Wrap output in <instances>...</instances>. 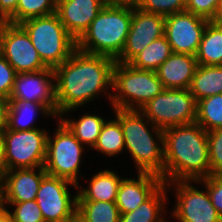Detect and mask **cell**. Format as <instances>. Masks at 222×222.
Returning a JSON list of instances; mask_svg holds the SVG:
<instances>
[{"label": "cell", "mask_w": 222, "mask_h": 222, "mask_svg": "<svg viewBox=\"0 0 222 222\" xmlns=\"http://www.w3.org/2000/svg\"><path fill=\"white\" fill-rule=\"evenodd\" d=\"M56 121L53 137L50 133L47 136L44 169L48 175L64 178L79 185V177H84L79 171L85 146L59 118Z\"/></svg>", "instance_id": "cell-7"}, {"label": "cell", "mask_w": 222, "mask_h": 222, "mask_svg": "<svg viewBox=\"0 0 222 222\" xmlns=\"http://www.w3.org/2000/svg\"><path fill=\"white\" fill-rule=\"evenodd\" d=\"M161 177L150 173H138L137 179L124 177L117 192L116 205L120 214L135 210L161 185Z\"/></svg>", "instance_id": "cell-18"}, {"label": "cell", "mask_w": 222, "mask_h": 222, "mask_svg": "<svg viewBox=\"0 0 222 222\" xmlns=\"http://www.w3.org/2000/svg\"><path fill=\"white\" fill-rule=\"evenodd\" d=\"M37 113L44 118L55 117V115L42 104L30 101H9L7 129L10 130H32L40 128L36 126Z\"/></svg>", "instance_id": "cell-22"}, {"label": "cell", "mask_w": 222, "mask_h": 222, "mask_svg": "<svg viewBox=\"0 0 222 222\" xmlns=\"http://www.w3.org/2000/svg\"><path fill=\"white\" fill-rule=\"evenodd\" d=\"M200 186H206L207 192L211 199V203L217 213L222 217V175H210L199 180Z\"/></svg>", "instance_id": "cell-35"}, {"label": "cell", "mask_w": 222, "mask_h": 222, "mask_svg": "<svg viewBox=\"0 0 222 222\" xmlns=\"http://www.w3.org/2000/svg\"><path fill=\"white\" fill-rule=\"evenodd\" d=\"M84 112L78 119H69L68 114H61L59 119L70 129L75 137L84 145L92 150L100 135L101 128L107 118L93 112ZM67 116V117H66Z\"/></svg>", "instance_id": "cell-23"}, {"label": "cell", "mask_w": 222, "mask_h": 222, "mask_svg": "<svg viewBox=\"0 0 222 222\" xmlns=\"http://www.w3.org/2000/svg\"><path fill=\"white\" fill-rule=\"evenodd\" d=\"M0 222H14L12 216L8 213L6 210L1 216H0Z\"/></svg>", "instance_id": "cell-42"}, {"label": "cell", "mask_w": 222, "mask_h": 222, "mask_svg": "<svg viewBox=\"0 0 222 222\" xmlns=\"http://www.w3.org/2000/svg\"><path fill=\"white\" fill-rule=\"evenodd\" d=\"M111 169L97 171L90 179L88 187L77 185V200L116 202L122 177Z\"/></svg>", "instance_id": "cell-20"}, {"label": "cell", "mask_w": 222, "mask_h": 222, "mask_svg": "<svg viewBox=\"0 0 222 222\" xmlns=\"http://www.w3.org/2000/svg\"><path fill=\"white\" fill-rule=\"evenodd\" d=\"M197 102L189 89H164L140 111L161 130L196 122Z\"/></svg>", "instance_id": "cell-8"}, {"label": "cell", "mask_w": 222, "mask_h": 222, "mask_svg": "<svg viewBox=\"0 0 222 222\" xmlns=\"http://www.w3.org/2000/svg\"><path fill=\"white\" fill-rule=\"evenodd\" d=\"M212 22L217 23L222 26V0H220L219 2L217 13L214 19L212 20Z\"/></svg>", "instance_id": "cell-41"}, {"label": "cell", "mask_w": 222, "mask_h": 222, "mask_svg": "<svg viewBox=\"0 0 222 222\" xmlns=\"http://www.w3.org/2000/svg\"><path fill=\"white\" fill-rule=\"evenodd\" d=\"M0 205H4L3 203V176L0 175Z\"/></svg>", "instance_id": "cell-43"}, {"label": "cell", "mask_w": 222, "mask_h": 222, "mask_svg": "<svg viewBox=\"0 0 222 222\" xmlns=\"http://www.w3.org/2000/svg\"><path fill=\"white\" fill-rule=\"evenodd\" d=\"M164 183L211 175L207 131L197 122L163 130Z\"/></svg>", "instance_id": "cell-2"}, {"label": "cell", "mask_w": 222, "mask_h": 222, "mask_svg": "<svg viewBox=\"0 0 222 222\" xmlns=\"http://www.w3.org/2000/svg\"><path fill=\"white\" fill-rule=\"evenodd\" d=\"M115 63L116 60L108 56L76 49L66 61L57 66L54 73L58 118L61 114L77 111L97 100L100 95H107L110 103Z\"/></svg>", "instance_id": "cell-1"}, {"label": "cell", "mask_w": 222, "mask_h": 222, "mask_svg": "<svg viewBox=\"0 0 222 222\" xmlns=\"http://www.w3.org/2000/svg\"><path fill=\"white\" fill-rule=\"evenodd\" d=\"M164 89L156 72L116 62L113 67L110 104L115 109L140 110Z\"/></svg>", "instance_id": "cell-6"}, {"label": "cell", "mask_w": 222, "mask_h": 222, "mask_svg": "<svg viewBox=\"0 0 222 222\" xmlns=\"http://www.w3.org/2000/svg\"><path fill=\"white\" fill-rule=\"evenodd\" d=\"M220 0H185V11L212 21L217 13Z\"/></svg>", "instance_id": "cell-34"}, {"label": "cell", "mask_w": 222, "mask_h": 222, "mask_svg": "<svg viewBox=\"0 0 222 222\" xmlns=\"http://www.w3.org/2000/svg\"><path fill=\"white\" fill-rule=\"evenodd\" d=\"M198 65H222V26L210 21L196 53Z\"/></svg>", "instance_id": "cell-25"}, {"label": "cell", "mask_w": 222, "mask_h": 222, "mask_svg": "<svg viewBox=\"0 0 222 222\" xmlns=\"http://www.w3.org/2000/svg\"><path fill=\"white\" fill-rule=\"evenodd\" d=\"M167 186L163 183L135 210L120 215L119 222H162L166 218ZM168 193V194H167Z\"/></svg>", "instance_id": "cell-21"}, {"label": "cell", "mask_w": 222, "mask_h": 222, "mask_svg": "<svg viewBox=\"0 0 222 222\" xmlns=\"http://www.w3.org/2000/svg\"><path fill=\"white\" fill-rule=\"evenodd\" d=\"M30 101L46 106L58 118L53 68L16 73L9 101Z\"/></svg>", "instance_id": "cell-13"}, {"label": "cell", "mask_w": 222, "mask_h": 222, "mask_svg": "<svg viewBox=\"0 0 222 222\" xmlns=\"http://www.w3.org/2000/svg\"><path fill=\"white\" fill-rule=\"evenodd\" d=\"M98 153L113 157L125 152V141L120 121L115 117L104 122L97 142L92 148Z\"/></svg>", "instance_id": "cell-28"}, {"label": "cell", "mask_w": 222, "mask_h": 222, "mask_svg": "<svg viewBox=\"0 0 222 222\" xmlns=\"http://www.w3.org/2000/svg\"><path fill=\"white\" fill-rule=\"evenodd\" d=\"M19 25L27 32L42 62L49 68L61 65L77 49V41L56 13L31 18Z\"/></svg>", "instance_id": "cell-5"}, {"label": "cell", "mask_w": 222, "mask_h": 222, "mask_svg": "<svg viewBox=\"0 0 222 222\" xmlns=\"http://www.w3.org/2000/svg\"><path fill=\"white\" fill-rule=\"evenodd\" d=\"M120 215L116 202L77 200L79 222H119Z\"/></svg>", "instance_id": "cell-26"}, {"label": "cell", "mask_w": 222, "mask_h": 222, "mask_svg": "<svg viewBox=\"0 0 222 222\" xmlns=\"http://www.w3.org/2000/svg\"><path fill=\"white\" fill-rule=\"evenodd\" d=\"M18 0H0V22H6L17 10Z\"/></svg>", "instance_id": "cell-37"}, {"label": "cell", "mask_w": 222, "mask_h": 222, "mask_svg": "<svg viewBox=\"0 0 222 222\" xmlns=\"http://www.w3.org/2000/svg\"><path fill=\"white\" fill-rule=\"evenodd\" d=\"M112 110L122 126L125 152L134 161L136 172L157 175L164 183L163 130L154 126L140 110Z\"/></svg>", "instance_id": "cell-3"}, {"label": "cell", "mask_w": 222, "mask_h": 222, "mask_svg": "<svg viewBox=\"0 0 222 222\" xmlns=\"http://www.w3.org/2000/svg\"><path fill=\"white\" fill-rule=\"evenodd\" d=\"M46 174L44 167L7 170L3 175V203L36 200L39 185Z\"/></svg>", "instance_id": "cell-17"}, {"label": "cell", "mask_w": 222, "mask_h": 222, "mask_svg": "<svg viewBox=\"0 0 222 222\" xmlns=\"http://www.w3.org/2000/svg\"><path fill=\"white\" fill-rule=\"evenodd\" d=\"M132 16V7L106 3L77 40V49L116 60L125 47Z\"/></svg>", "instance_id": "cell-4"}, {"label": "cell", "mask_w": 222, "mask_h": 222, "mask_svg": "<svg viewBox=\"0 0 222 222\" xmlns=\"http://www.w3.org/2000/svg\"><path fill=\"white\" fill-rule=\"evenodd\" d=\"M197 67L195 55L173 52L156 73L165 89H189Z\"/></svg>", "instance_id": "cell-19"}, {"label": "cell", "mask_w": 222, "mask_h": 222, "mask_svg": "<svg viewBox=\"0 0 222 222\" xmlns=\"http://www.w3.org/2000/svg\"><path fill=\"white\" fill-rule=\"evenodd\" d=\"M7 171V163L5 159V145L2 133H0V175H4Z\"/></svg>", "instance_id": "cell-39"}, {"label": "cell", "mask_w": 222, "mask_h": 222, "mask_svg": "<svg viewBox=\"0 0 222 222\" xmlns=\"http://www.w3.org/2000/svg\"><path fill=\"white\" fill-rule=\"evenodd\" d=\"M48 131L42 128L23 131L6 129L2 135L7 170L44 167Z\"/></svg>", "instance_id": "cell-9"}, {"label": "cell", "mask_w": 222, "mask_h": 222, "mask_svg": "<svg viewBox=\"0 0 222 222\" xmlns=\"http://www.w3.org/2000/svg\"><path fill=\"white\" fill-rule=\"evenodd\" d=\"M0 53L16 73L48 68L42 62L27 32L19 24L0 22Z\"/></svg>", "instance_id": "cell-12"}, {"label": "cell", "mask_w": 222, "mask_h": 222, "mask_svg": "<svg viewBox=\"0 0 222 222\" xmlns=\"http://www.w3.org/2000/svg\"><path fill=\"white\" fill-rule=\"evenodd\" d=\"M164 30L165 16L133 8V16L126 44L116 62L129 63L152 41L164 36Z\"/></svg>", "instance_id": "cell-15"}, {"label": "cell", "mask_w": 222, "mask_h": 222, "mask_svg": "<svg viewBox=\"0 0 222 222\" xmlns=\"http://www.w3.org/2000/svg\"><path fill=\"white\" fill-rule=\"evenodd\" d=\"M172 49L165 35L152 41L128 64L139 70L156 72L159 66L172 54Z\"/></svg>", "instance_id": "cell-27"}, {"label": "cell", "mask_w": 222, "mask_h": 222, "mask_svg": "<svg viewBox=\"0 0 222 222\" xmlns=\"http://www.w3.org/2000/svg\"><path fill=\"white\" fill-rule=\"evenodd\" d=\"M211 175H222V128L207 132Z\"/></svg>", "instance_id": "cell-32"}, {"label": "cell", "mask_w": 222, "mask_h": 222, "mask_svg": "<svg viewBox=\"0 0 222 222\" xmlns=\"http://www.w3.org/2000/svg\"><path fill=\"white\" fill-rule=\"evenodd\" d=\"M14 222H45L36 200L21 203H4ZM7 206L13 207V210Z\"/></svg>", "instance_id": "cell-31"}, {"label": "cell", "mask_w": 222, "mask_h": 222, "mask_svg": "<svg viewBox=\"0 0 222 222\" xmlns=\"http://www.w3.org/2000/svg\"><path fill=\"white\" fill-rule=\"evenodd\" d=\"M189 90L196 102L222 94V65H198Z\"/></svg>", "instance_id": "cell-24"}, {"label": "cell", "mask_w": 222, "mask_h": 222, "mask_svg": "<svg viewBox=\"0 0 222 222\" xmlns=\"http://www.w3.org/2000/svg\"><path fill=\"white\" fill-rule=\"evenodd\" d=\"M106 3L107 0H57L55 13L77 41Z\"/></svg>", "instance_id": "cell-16"}, {"label": "cell", "mask_w": 222, "mask_h": 222, "mask_svg": "<svg viewBox=\"0 0 222 222\" xmlns=\"http://www.w3.org/2000/svg\"><path fill=\"white\" fill-rule=\"evenodd\" d=\"M6 211L5 205H0V216Z\"/></svg>", "instance_id": "cell-44"}, {"label": "cell", "mask_w": 222, "mask_h": 222, "mask_svg": "<svg viewBox=\"0 0 222 222\" xmlns=\"http://www.w3.org/2000/svg\"><path fill=\"white\" fill-rule=\"evenodd\" d=\"M57 0H18L16 12L6 21L20 24L25 20L56 12Z\"/></svg>", "instance_id": "cell-30"}, {"label": "cell", "mask_w": 222, "mask_h": 222, "mask_svg": "<svg viewBox=\"0 0 222 222\" xmlns=\"http://www.w3.org/2000/svg\"><path fill=\"white\" fill-rule=\"evenodd\" d=\"M138 8L148 13L168 16L185 11V0H143Z\"/></svg>", "instance_id": "cell-33"}, {"label": "cell", "mask_w": 222, "mask_h": 222, "mask_svg": "<svg viewBox=\"0 0 222 222\" xmlns=\"http://www.w3.org/2000/svg\"><path fill=\"white\" fill-rule=\"evenodd\" d=\"M196 122L207 132L222 128V94L197 101Z\"/></svg>", "instance_id": "cell-29"}, {"label": "cell", "mask_w": 222, "mask_h": 222, "mask_svg": "<svg viewBox=\"0 0 222 222\" xmlns=\"http://www.w3.org/2000/svg\"><path fill=\"white\" fill-rule=\"evenodd\" d=\"M143 0H107V3L116 6H128L132 8H138Z\"/></svg>", "instance_id": "cell-40"}, {"label": "cell", "mask_w": 222, "mask_h": 222, "mask_svg": "<svg viewBox=\"0 0 222 222\" xmlns=\"http://www.w3.org/2000/svg\"><path fill=\"white\" fill-rule=\"evenodd\" d=\"M9 99L0 95V133L7 129Z\"/></svg>", "instance_id": "cell-38"}, {"label": "cell", "mask_w": 222, "mask_h": 222, "mask_svg": "<svg viewBox=\"0 0 222 222\" xmlns=\"http://www.w3.org/2000/svg\"><path fill=\"white\" fill-rule=\"evenodd\" d=\"M16 72L0 53V95L9 99L13 89Z\"/></svg>", "instance_id": "cell-36"}, {"label": "cell", "mask_w": 222, "mask_h": 222, "mask_svg": "<svg viewBox=\"0 0 222 222\" xmlns=\"http://www.w3.org/2000/svg\"><path fill=\"white\" fill-rule=\"evenodd\" d=\"M210 20L188 11L165 16L164 35L172 52L196 55Z\"/></svg>", "instance_id": "cell-14"}, {"label": "cell", "mask_w": 222, "mask_h": 222, "mask_svg": "<svg viewBox=\"0 0 222 222\" xmlns=\"http://www.w3.org/2000/svg\"><path fill=\"white\" fill-rule=\"evenodd\" d=\"M70 187L77 191V185L46 174L39 185L36 203L45 222H73L76 220L77 192L71 193Z\"/></svg>", "instance_id": "cell-11"}, {"label": "cell", "mask_w": 222, "mask_h": 222, "mask_svg": "<svg viewBox=\"0 0 222 222\" xmlns=\"http://www.w3.org/2000/svg\"><path fill=\"white\" fill-rule=\"evenodd\" d=\"M168 191L176 193V203L171 211V217L178 222H222L211 199L205 190H199V180H182L165 183ZM194 184V186H193ZM172 188V190H170Z\"/></svg>", "instance_id": "cell-10"}]
</instances>
